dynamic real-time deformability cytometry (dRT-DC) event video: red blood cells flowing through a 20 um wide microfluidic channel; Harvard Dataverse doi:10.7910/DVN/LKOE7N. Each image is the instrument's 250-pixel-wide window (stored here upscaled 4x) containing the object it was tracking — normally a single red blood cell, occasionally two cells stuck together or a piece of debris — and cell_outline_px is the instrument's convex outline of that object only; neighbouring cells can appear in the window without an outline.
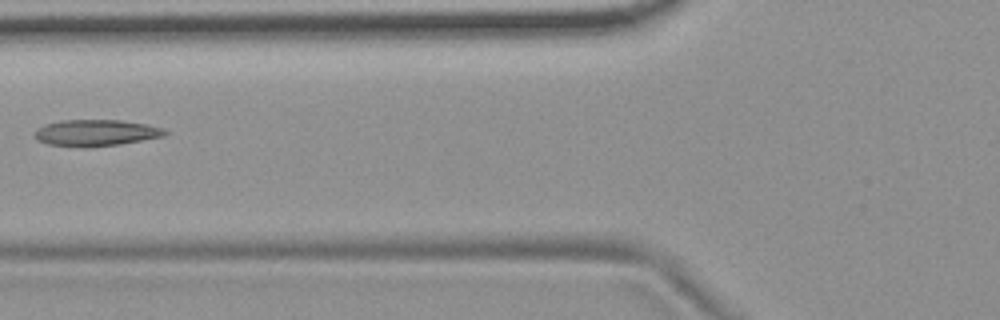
{"species": "common noctule bat (a hibernating species)", "species_latin": "Nyctalus noctula", "temperature_condition": "room temperature", "stored_images_in_passage": 7, "camera_frame_rate_fps": 3000, "um_per_image_px": 0.085, "animal": {"sex": "female", "body_mass_g": 19.9}, "frame": {"image": 1, "passage_image": 6, "time_ms": 1.667, "image_size_px": [1000, 320], "cell_outline_px": [[168, 132], [164, 136], [120, 144], [92, 148], [80, 148], [48, 144], [36, 140], [32, 136], [32, 132], [36, 128], [44, 124], [64, 120], [120, 120], [144, 124], [164, 128]], "centroid_in_image_um": [8.07, 11.31], "position_along_channel_um": 117.7, "area_um2": 20.46}}
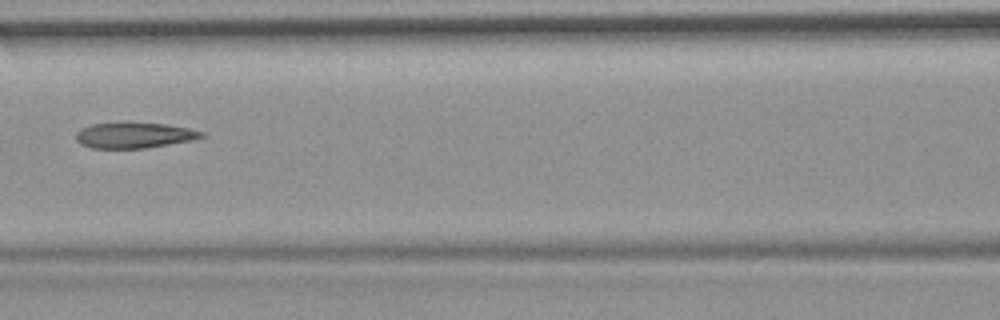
{"frame": {"image": 2, "passage_image": 7, "time_ms": 2.0, "image_size_px": [1000, 320], "cell_outline_px": [[204, 136], [192, 140], [144, 148], [92, 148], [80, 144], [76, 140], [76, 132], [80, 128], [92, 124], [124, 120], [168, 124], [188, 128], [204, 132]], "centroid_in_image_um": [11.35, 11.45], "position_along_channel_um": 155.2, "area_um2": 19.36}}